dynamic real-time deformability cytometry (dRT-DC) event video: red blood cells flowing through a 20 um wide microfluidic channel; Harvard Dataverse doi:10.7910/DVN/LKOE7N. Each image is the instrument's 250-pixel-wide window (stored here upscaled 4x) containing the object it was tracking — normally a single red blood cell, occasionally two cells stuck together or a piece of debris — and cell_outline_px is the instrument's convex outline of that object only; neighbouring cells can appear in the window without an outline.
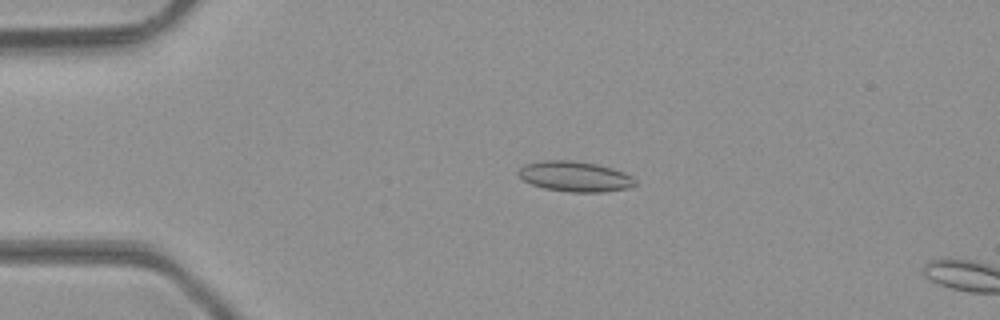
{"species": "common noctule bat (a hibernating species)", "species_latin": "Nyctalus noctula", "temperature_condition": "room temperature", "stored_images_in_passage": 8, "camera_frame_rate_fps": 3000, "um_per_image_px": 0.085, "animal": {"sex": "male", "body_mass_g": 23.1, "forearm_length_mm": 52.7}, "frame": {"image": 1, "passage_image": 5, "time_ms": 1.333, "image_size_px": [1000, 320], "cell_outline_px": [[636, 184], [628, 188], [604, 192], [568, 192], [544, 188], [532, 184], [524, 180], [516, 172], [524, 164], [540, 160], [572, 160], [596, 164], [612, 168], [624, 172], [632, 176], [636, 180]], "centroid_in_image_um": [48.87, 14.99], "position_along_channel_um": 36.1, "area_um2": 20.75}}